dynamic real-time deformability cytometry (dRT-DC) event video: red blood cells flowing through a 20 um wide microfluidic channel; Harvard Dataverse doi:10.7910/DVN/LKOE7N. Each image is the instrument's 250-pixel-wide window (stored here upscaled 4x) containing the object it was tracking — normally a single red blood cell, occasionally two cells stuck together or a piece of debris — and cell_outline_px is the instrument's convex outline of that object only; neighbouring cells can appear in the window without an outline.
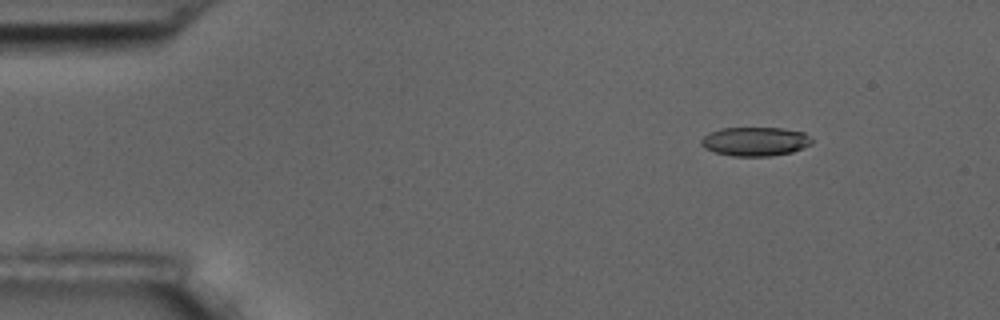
{"species": "common noctule bat (a hibernating species)", "species_latin": "Nyctalus noctula", "temperature_condition": "room temperature", "stored_images_in_passage": 9, "camera_frame_rate_fps": 3000, "um_per_image_px": 0.085, "animal": {"sex": "male", "body_mass_g": 17.5, "forearm_length_mm": 52.3}, "frame": {"image": 1, "passage_image": 3, "time_ms": 2.333, "image_size_px": [1000, 320], "cell_outline_px": [[812, 144], [792, 152], [772, 156], [732, 156], [716, 152], [704, 148], [700, 144], [700, 140], [708, 132], [720, 128], [780, 128], [804, 132], [812, 140]], "centroid_in_image_um": [64.16, 12.02], "position_along_channel_um": 20.8, "area_um2": 18.73}}
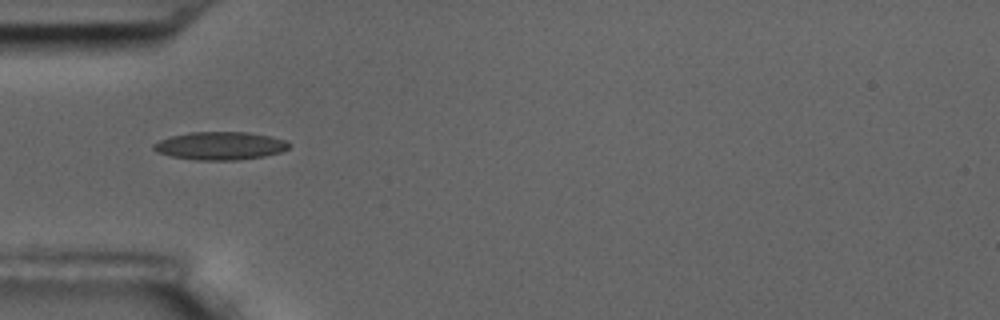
{"frame": {"image": 2, "passage_image": 6, "time_ms": 6.0, "image_size_px": [1000, 320], "cell_outline_px": [[292, 144], [288, 148], [280, 152], [264, 156], [240, 160], [196, 160], [172, 156], [156, 152], [152, 148], [152, 144], [160, 140], [172, 136], [188, 132], [248, 132], [288, 140]], "centroid_in_image_um": [18.72, 12.39], "position_along_channel_um": 66.3, "area_um2": 22.2}}
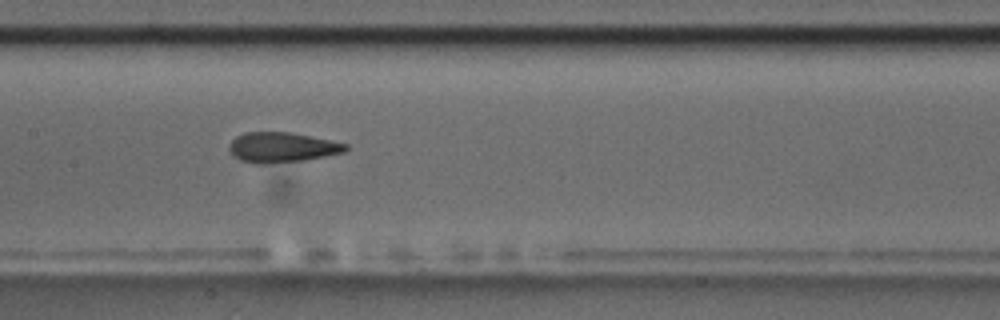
{"frame": {"image": 3, "passage_image": 9, "time_ms": 9.333, "image_size_px": [1000, 320], "cell_outline_px": [[348, 148], [344, 152], [304, 160], [264, 164], [256, 164], [240, 160], [232, 156], [228, 148], [228, 144], [236, 136], [244, 132], [288, 132], [348, 144]], "centroid_in_image_um": [23.9, 12.53], "position_along_channel_um": 183.5, "area_um2": 20.35}}